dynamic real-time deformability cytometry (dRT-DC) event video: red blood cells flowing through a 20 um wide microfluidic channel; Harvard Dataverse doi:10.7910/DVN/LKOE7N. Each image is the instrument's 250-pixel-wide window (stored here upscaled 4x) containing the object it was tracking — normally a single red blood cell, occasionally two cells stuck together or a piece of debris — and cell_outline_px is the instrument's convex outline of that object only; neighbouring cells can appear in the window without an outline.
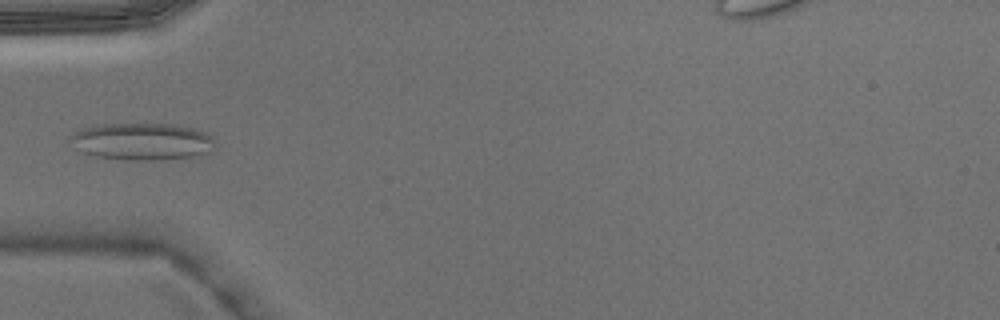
{"species": "Egyptian fruit bat (a non-hibernating species)", "species_latin": "Rousettus aegyptiacus", "temperature_condition": "warm", "stored_images_in_passage": 3, "camera_frame_rate_fps": 3000, "um_per_image_px": 0.085, "animal": {"sex": "male"}, "frame": {"image": 1, "passage_image": 3, "time_ms": 0.667, "image_size_px": [1000, 320], "cell_outline_px": [[216, 148], [212, 152], [192, 156], [160, 160], [124, 160], [96, 156], [80, 152], [68, 140], [72, 132], [84, 128], [100, 124], [172, 124], [196, 128], [208, 132], [212, 136]], "centroid_in_image_um": [12.1, 12.03], "position_along_channel_um": 72.9, "area_um2": 31.79}}